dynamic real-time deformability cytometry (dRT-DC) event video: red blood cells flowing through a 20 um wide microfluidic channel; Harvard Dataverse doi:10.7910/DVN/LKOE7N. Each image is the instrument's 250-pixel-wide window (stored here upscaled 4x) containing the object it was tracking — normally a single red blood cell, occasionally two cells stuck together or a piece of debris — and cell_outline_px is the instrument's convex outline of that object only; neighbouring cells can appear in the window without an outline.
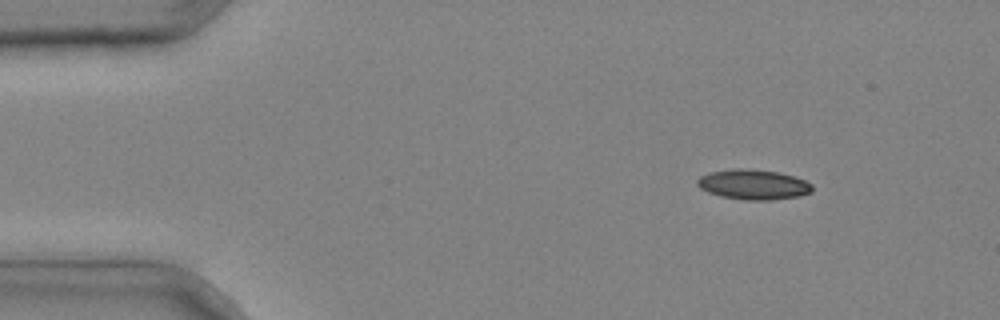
{"species": "common noctule bat (a hibernating species)", "species_latin": "Nyctalus noctula", "temperature_condition": "cold", "stored_images_in_passage": 10, "camera_frame_rate_fps": 3000, "um_per_image_px": 0.085, "animal": {"sex": "male", "body_mass_g": 20.4}, "frame": {"image": 1, "passage_image": 4, "time_ms": 1.0, "image_size_px": [1000, 320], "cell_outline_px": [[812, 192], [800, 196], [772, 200], [744, 200], [720, 196], [708, 192], [700, 188], [696, 184], [696, 180], [700, 176], [708, 172], [736, 168], [744, 168], [776, 172], [792, 176], [804, 180], [812, 184]], "centroid_in_image_um": [64.0, 15.69], "position_along_channel_um": 21.0, "area_um2": 20.17}}